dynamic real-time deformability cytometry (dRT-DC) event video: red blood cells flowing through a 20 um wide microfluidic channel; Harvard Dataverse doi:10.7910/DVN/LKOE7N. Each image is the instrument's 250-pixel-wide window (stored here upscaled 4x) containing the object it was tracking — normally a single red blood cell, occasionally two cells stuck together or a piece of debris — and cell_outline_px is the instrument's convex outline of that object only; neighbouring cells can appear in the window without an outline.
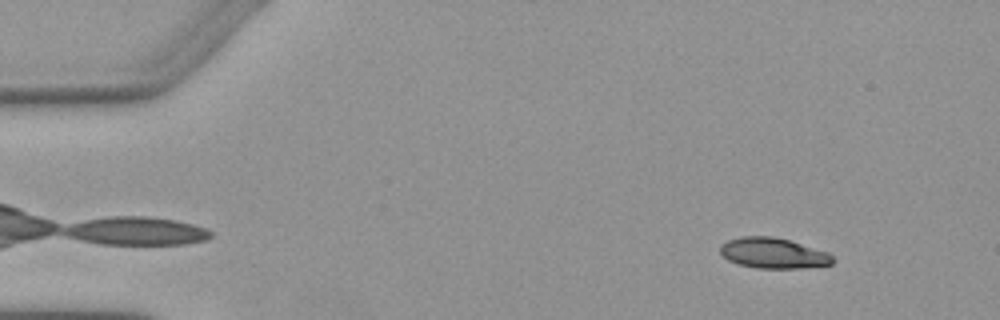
{"species": "Egyptian fruit bat (a non-hibernating species)", "species_latin": "Rousettus aegyptiacus", "temperature_condition": "warm", "stored_images_in_passage": 6, "camera_frame_rate_fps": 3000, "um_per_image_px": 0.085, "animal": {"sex": "female"}, "frame": {"image": 1, "passage_image": 2, "time_ms": 1.0, "image_size_px": [1000, 320], "cell_outline_px": [[832, 264], [800, 268], [756, 268], [740, 264], [728, 260], [720, 252], [720, 244], [728, 240], [740, 236], [772, 236], [788, 240], [828, 252], [832, 256]], "centroid_in_image_um": [65.69, 21.51], "position_along_channel_um": 19.3, "area_um2": 19.83}}
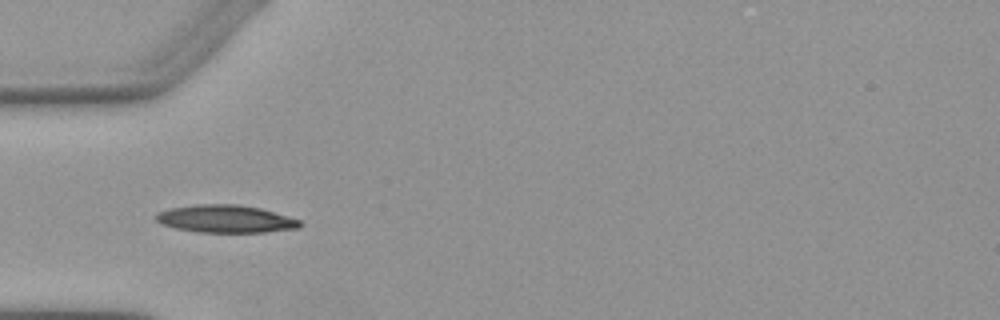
{"frame": {"image": 2, "passage_image": 5, "time_ms": 4.667, "image_size_px": [1000, 320], "cell_outline_px": [[304, 224], [300, 228], [264, 232], [196, 232], [176, 228], [160, 224], [156, 220], [156, 212], [172, 208], [196, 204], [236, 204], [260, 208], [300, 220]], "centroid_in_image_um": [19.18, 18.61], "position_along_channel_um": 65.8, "area_um2": 23.18}}
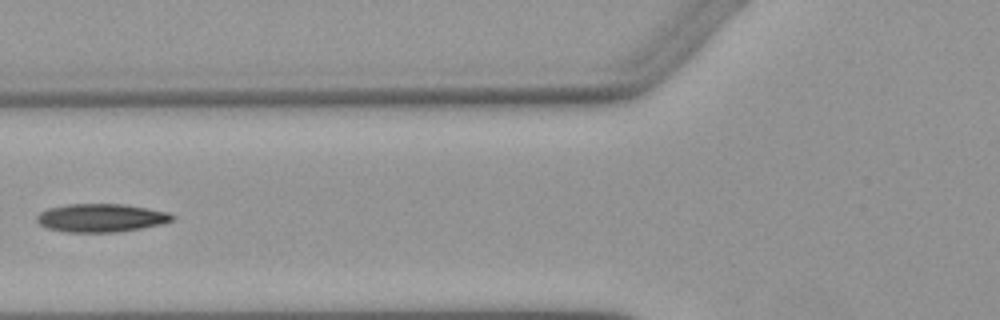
{"frame": {"image": 3, "passage_image": 6, "time_ms": 6.0, "image_size_px": [1000, 320], "cell_outline_px": [[176, 216], [172, 220], [160, 224], [140, 228], [116, 232], [68, 232], [48, 228], [40, 224], [36, 220], [36, 216], [40, 212], [48, 208], [68, 204], [124, 204], [148, 208], [168, 212]], "centroid_in_image_um": [8.58, 18.51], "position_along_channel_um": 117.2, "area_um2": 22.2}}